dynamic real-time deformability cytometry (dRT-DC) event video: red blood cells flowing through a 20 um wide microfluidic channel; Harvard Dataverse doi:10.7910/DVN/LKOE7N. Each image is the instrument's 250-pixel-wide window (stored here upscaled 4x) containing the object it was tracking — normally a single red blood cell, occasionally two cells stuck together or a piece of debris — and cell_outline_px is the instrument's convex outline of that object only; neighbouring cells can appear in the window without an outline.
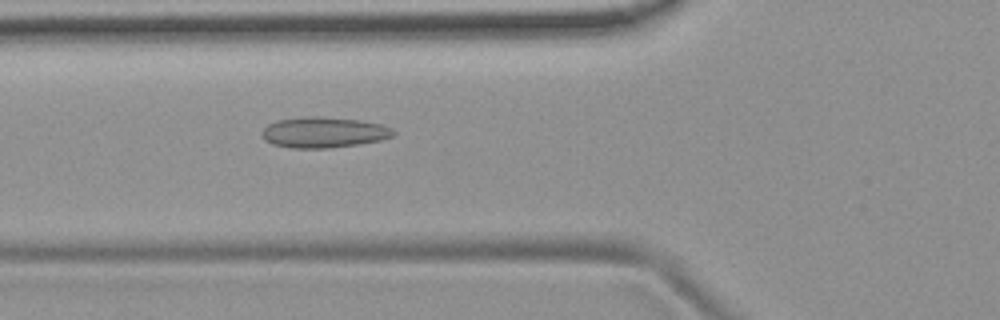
{"species": "common noctule bat (a hibernating species)", "species_latin": "Nyctalus noctula", "temperature_condition": "room temperature", "stored_images_in_passage": 46, "camera_frame_rate_fps": 3000, "um_per_image_px": 0.085, "animal": {"sex": "female", "body_mass_g": 19.9}, "frame": {"image": 1, "passage_image": 12, "time_ms": 3.667, "image_size_px": [1000, 320], "cell_outline_px": [[396, 132], [392, 136], [380, 140], [360, 144], [328, 148], [292, 148], [272, 144], [264, 140], [260, 132], [268, 124], [276, 120], [304, 116], [320, 116], [360, 120], [380, 124], [392, 128]], "centroid_in_image_um": [27.48, 11.24], "position_along_channel_um": 98.3, "area_um2": 23.7}}
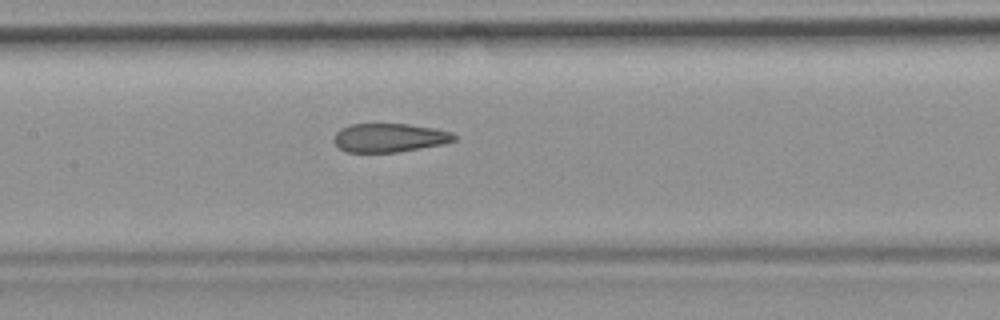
{"frame": {"image": 2, "passage_image": 18, "time_ms": 5.667, "image_size_px": [1000, 320], "cell_outline_px": [[456, 140], [444, 144], [396, 152], [344, 152], [332, 140], [336, 132], [340, 128], [352, 124], [408, 124], [436, 128], [452, 132], [456, 136]], "centroid_in_image_um": [33.1, 11.7], "position_along_channel_um": 174.3, "area_um2": 20.23}}
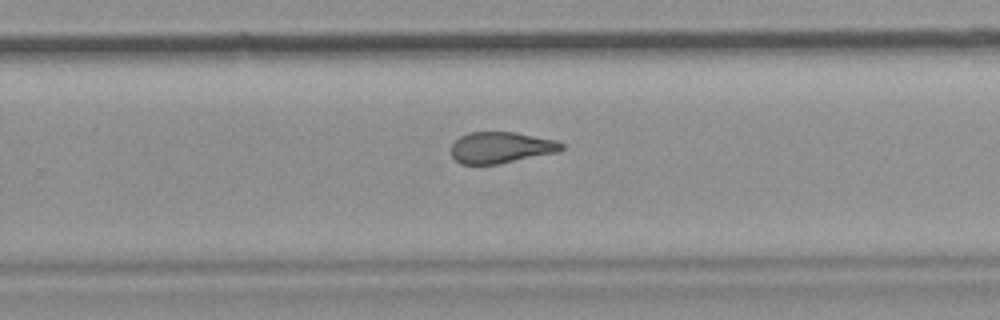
{"frame": {"image": 3, "passage_image": 27, "time_ms": 8.667, "image_size_px": [1000, 320], "cell_outline_px": [[564, 148], [556, 152], [496, 164], [460, 164], [452, 156], [452, 144], [460, 136], [468, 132], [516, 132], [556, 140], [564, 144]], "centroid_in_image_um": [42.57, 12.53], "position_along_channel_um": 287.2, "area_um2": 19.94}, "authors_computed_cell_mechanics": {"area_um2": 21.2993, "velocity_mm_per_s": 3.7959, "shape_relaxation_time_tau1_ms": null, "shape_relaxation_time_tau2_ms": 1.9662, "deformation_change_tau1": null, "deformation_change_tau2": 0.1017}}